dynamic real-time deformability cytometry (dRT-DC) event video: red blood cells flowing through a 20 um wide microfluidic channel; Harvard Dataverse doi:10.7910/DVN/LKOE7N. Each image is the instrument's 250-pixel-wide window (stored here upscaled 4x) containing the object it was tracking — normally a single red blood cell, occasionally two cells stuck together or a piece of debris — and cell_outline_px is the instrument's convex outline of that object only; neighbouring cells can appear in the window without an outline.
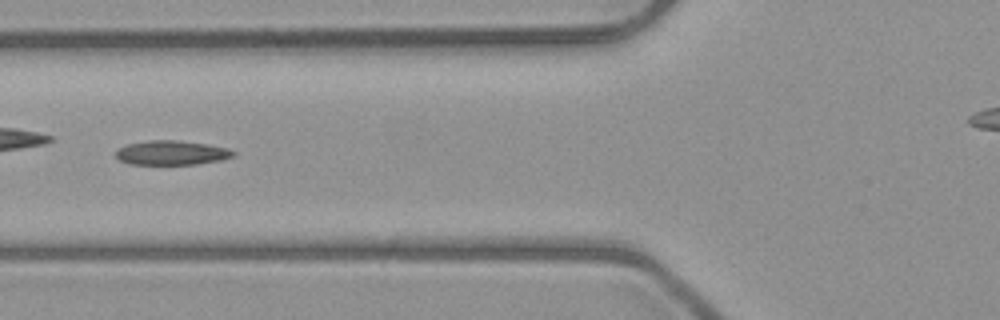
{"species": "common noctule bat (a hibernating species)", "species_latin": "Nyctalus noctula", "temperature_condition": "room temperature", "stored_images_in_passage": 7, "camera_frame_rate_fps": 3000, "um_per_image_px": 0.085, "animal": {"sex": "male", "body_mass_g": 23.1, "forearm_length_mm": 52.7}, "frame": {"image": 1, "passage_image": 6, "time_ms": 6.667, "image_size_px": [1000, 320], "cell_outline_px": [[236, 156], [220, 160], [196, 164], [128, 164], [120, 160], [116, 156], [116, 152], [120, 148], [128, 144], [152, 140], [176, 140], [204, 144], [224, 148], [236, 152]], "centroid_in_image_um": [14.58, 12.99], "position_along_channel_um": 111.2, "area_um2": 16.36}}
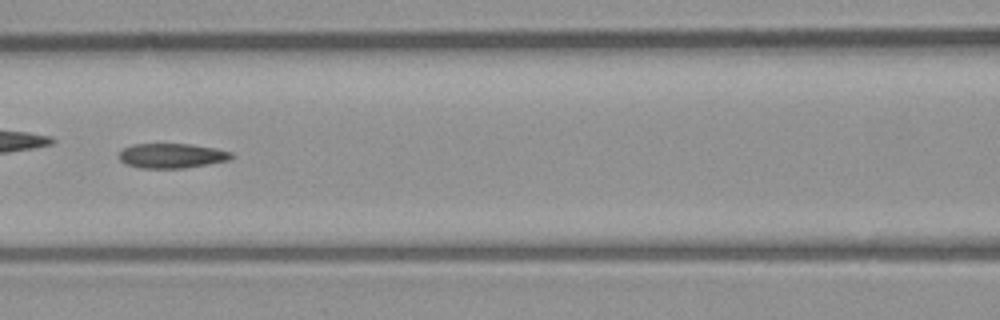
{"frame": {"image": 2, "passage_image": 7, "time_ms": 7.667, "image_size_px": [1000, 320], "cell_outline_px": [[236, 156], [228, 160], [208, 164], [184, 168], [140, 168], [128, 164], [120, 160], [120, 152], [124, 148], [132, 144], [188, 144], [216, 148], [232, 152]], "centroid_in_image_um": [14.64, 13.23], "position_along_channel_um": 152.0, "area_um2": 16.13}}